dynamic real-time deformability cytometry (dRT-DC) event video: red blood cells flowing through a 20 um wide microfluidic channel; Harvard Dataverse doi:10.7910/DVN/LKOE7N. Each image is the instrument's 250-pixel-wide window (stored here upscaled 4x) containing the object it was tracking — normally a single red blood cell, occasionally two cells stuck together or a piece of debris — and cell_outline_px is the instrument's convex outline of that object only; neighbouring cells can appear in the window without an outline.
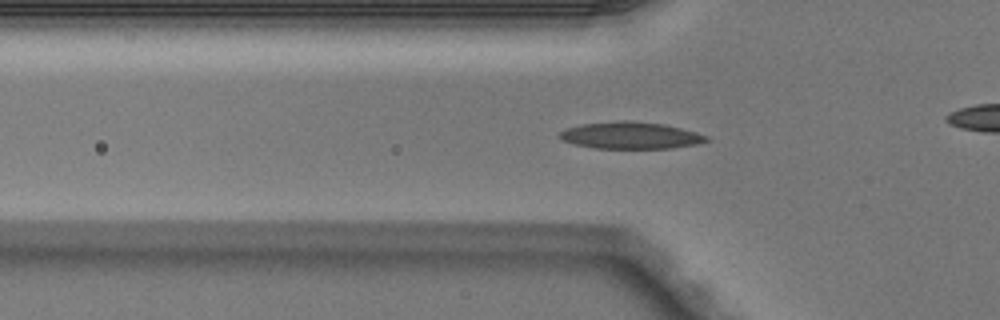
{"species": "Egyptian fruit bat (a non-hibernating species)", "species_latin": "Rousettus aegyptiacus", "temperature_condition": "warm", "stored_images_in_passage": 40, "camera_frame_rate_fps": 3000, "um_per_image_px": 0.085, "animal": {"sex": "male"}, "frame": {"image": 1, "passage_image": 16, "time_ms": 5.0, "image_size_px": [1000, 320], "cell_outline_px": [[712, 140], [696, 144], [672, 148], [596, 148], [576, 144], [564, 140], [556, 136], [560, 132], [568, 128], [580, 124], [620, 120], [664, 124], [696, 132], [708, 136]], "centroid_in_image_um": [53.62, 11.51], "position_along_channel_um": 72.2, "area_um2": 22.83}}
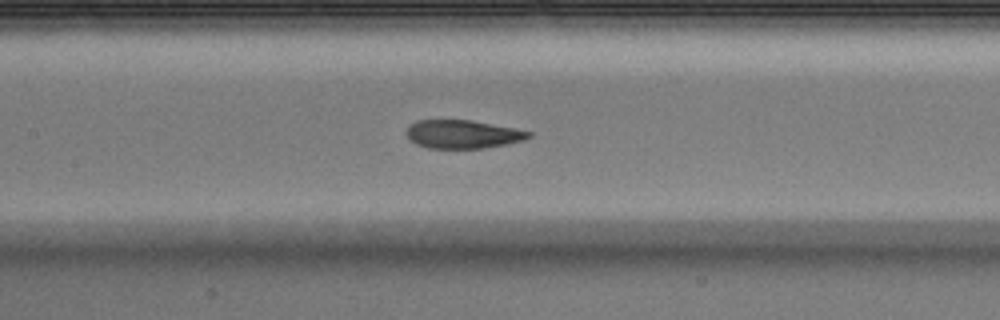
{"frame": {"image": 2, "passage_image": 23, "time_ms": 7.333, "image_size_px": [1000, 320], "cell_outline_px": [[532, 136], [524, 140], [504, 144], [480, 148], [428, 148], [416, 144], [408, 140], [404, 132], [408, 124], [416, 120], [472, 120], [516, 128], [532, 132]], "centroid_in_image_um": [39.27, 11.39], "position_along_channel_um": 168.1, "area_um2": 20.46}}
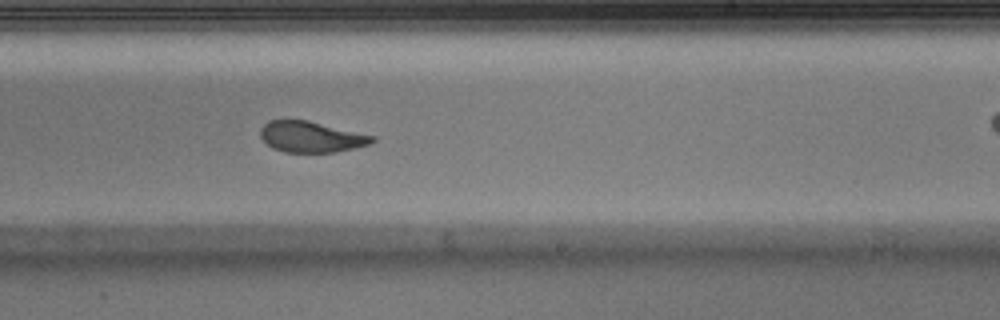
{"frame": {"image": 3, "passage_image": 30, "time_ms": 9.667, "image_size_px": [1000, 320], "cell_outline_px": [[376, 140], [372, 144], [336, 152], [284, 152], [272, 148], [260, 136], [260, 128], [268, 120], [308, 120], [376, 136]], "centroid_in_image_um": [26.47, 11.63], "position_along_channel_um": 262.5, "area_um2": 20.29}}